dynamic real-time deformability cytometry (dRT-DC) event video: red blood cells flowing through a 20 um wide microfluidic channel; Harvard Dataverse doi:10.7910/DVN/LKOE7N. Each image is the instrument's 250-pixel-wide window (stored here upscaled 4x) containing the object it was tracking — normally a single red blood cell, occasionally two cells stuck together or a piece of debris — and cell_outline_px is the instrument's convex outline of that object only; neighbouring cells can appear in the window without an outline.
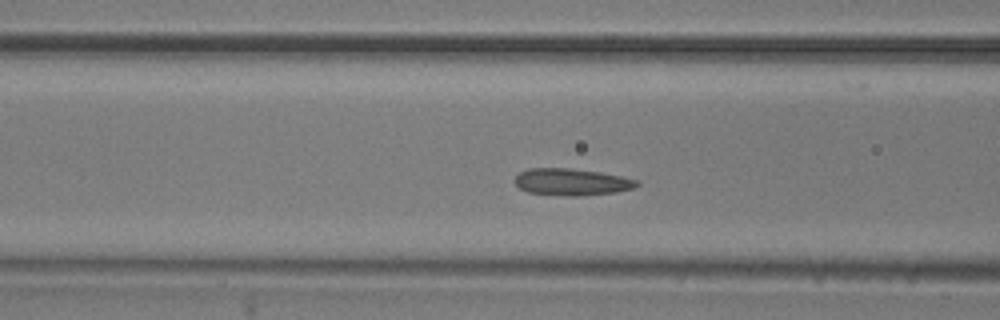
{"species": "common noctule bat (a hibernating species)", "species_latin": "Nyctalus noctula", "temperature_condition": "room temperature", "stored_images_in_passage": 33, "camera_frame_rate_fps": 3000, "um_per_image_px": 0.085, "animal": {"sex": "male", "body_mass_g": 20.5, "forearm_length_mm": 52.5}, "frame": {"image": 1, "passage_image": 8, "time_ms": 2.333, "image_size_px": [1000, 320], "cell_outline_px": [[640, 184], [632, 188], [616, 192], [580, 196], [568, 196], [528, 192], [520, 188], [512, 180], [520, 172], [528, 168], [568, 168], [600, 172], [640, 180]], "centroid_in_image_um": [48.58, 15.46], "position_along_channel_um": 118.0, "area_um2": 19.13}}
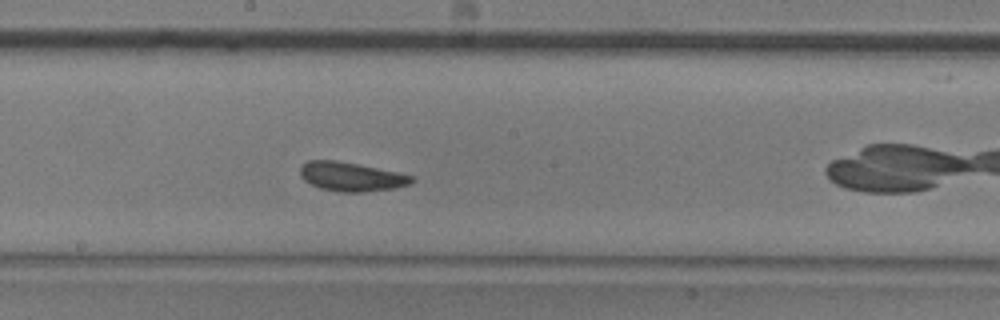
{"frame": {"image": 2, "passage_image": 16, "time_ms": 5.0, "image_size_px": [1000, 320], "cell_outline_px": [[416, 180], [408, 184], [396, 188], [364, 192], [340, 192], [320, 188], [304, 180], [300, 176], [300, 164], [308, 160], [336, 160], [396, 172], [412, 176]], "centroid_in_image_um": [29.81, 15.02], "position_along_channel_um": 218.4, "area_um2": 18.79}}
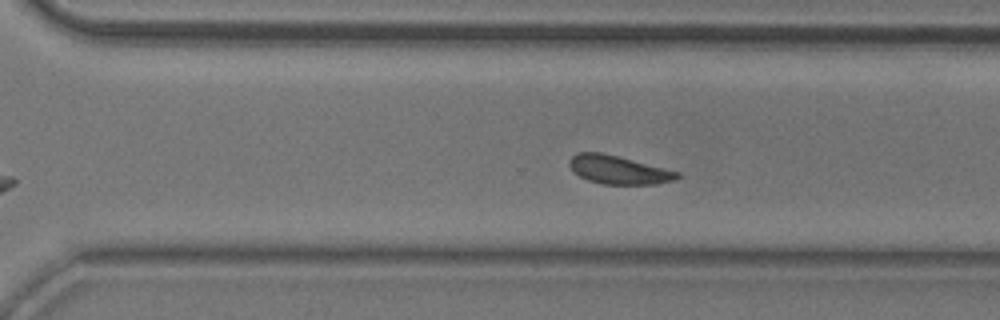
{"frame": {"image": 3, "passage_image": 24, "time_ms": 7.667, "image_size_px": [1000, 320], "cell_outline_px": [[680, 176], [676, 180], [656, 184], [604, 184], [588, 180], [572, 172], [568, 164], [568, 160], [576, 152], [600, 152], [680, 172]], "centroid_in_image_um": [52.54, 14.44], "position_along_channel_um": 318.1, "area_um2": 17.8}, "authors_computed_cell_mechanics": {"area_um2": 18.4382, "velocity_mm_per_s": 3.761, "shape_relaxation_time_tau1_ms": 3.9663, "shape_relaxation_time_tau2_ms": 1.5697, "deformation_change_tau1": 0.0884, "deformation_change_tau2": 0.0709}}